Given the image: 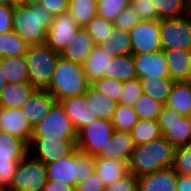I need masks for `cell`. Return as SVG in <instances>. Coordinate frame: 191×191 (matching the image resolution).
<instances>
[{
  "mask_svg": "<svg viewBox=\"0 0 191 191\" xmlns=\"http://www.w3.org/2000/svg\"><path fill=\"white\" fill-rule=\"evenodd\" d=\"M98 47L113 57L131 54L130 32L114 27V30L98 44Z\"/></svg>",
  "mask_w": 191,
  "mask_h": 191,
  "instance_id": "cell-26",
  "label": "cell"
},
{
  "mask_svg": "<svg viewBox=\"0 0 191 191\" xmlns=\"http://www.w3.org/2000/svg\"><path fill=\"white\" fill-rule=\"evenodd\" d=\"M95 171L107 187L129 173V162L95 157Z\"/></svg>",
  "mask_w": 191,
  "mask_h": 191,
  "instance_id": "cell-25",
  "label": "cell"
},
{
  "mask_svg": "<svg viewBox=\"0 0 191 191\" xmlns=\"http://www.w3.org/2000/svg\"><path fill=\"white\" fill-rule=\"evenodd\" d=\"M115 129L111 121L97 118L77 132V149L92 157L100 154L103 147L108 144Z\"/></svg>",
  "mask_w": 191,
  "mask_h": 191,
  "instance_id": "cell-10",
  "label": "cell"
},
{
  "mask_svg": "<svg viewBox=\"0 0 191 191\" xmlns=\"http://www.w3.org/2000/svg\"><path fill=\"white\" fill-rule=\"evenodd\" d=\"M80 28L68 11L54 16L46 34L45 44L61 54L67 45L77 36Z\"/></svg>",
  "mask_w": 191,
  "mask_h": 191,
  "instance_id": "cell-14",
  "label": "cell"
},
{
  "mask_svg": "<svg viewBox=\"0 0 191 191\" xmlns=\"http://www.w3.org/2000/svg\"><path fill=\"white\" fill-rule=\"evenodd\" d=\"M158 123L162 135L175 148L191 144V116H183L175 109L163 105Z\"/></svg>",
  "mask_w": 191,
  "mask_h": 191,
  "instance_id": "cell-9",
  "label": "cell"
},
{
  "mask_svg": "<svg viewBox=\"0 0 191 191\" xmlns=\"http://www.w3.org/2000/svg\"><path fill=\"white\" fill-rule=\"evenodd\" d=\"M0 131L17 136L28 145L31 143L33 127L22 113L21 108L0 107Z\"/></svg>",
  "mask_w": 191,
  "mask_h": 191,
  "instance_id": "cell-16",
  "label": "cell"
},
{
  "mask_svg": "<svg viewBox=\"0 0 191 191\" xmlns=\"http://www.w3.org/2000/svg\"><path fill=\"white\" fill-rule=\"evenodd\" d=\"M135 146L130 132L115 130L112 137L108 140L106 147L104 146L100 154L96 157L129 162Z\"/></svg>",
  "mask_w": 191,
  "mask_h": 191,
  "instance_id": "cell-17",
  "label": "cell"
},
{
  "mask_svg": "<svg viewBox=\"0 0 191 191\" xmlns=\"http://www.w3.org/2000/svg\"><path fill=\"white\" fill-rule=\"evenodd\" d=\"M59 102L63 106L65 113L71 119L77 132L94 119H97L96 114L92 112L90 105L87 104L84 95L69 97Z\"/></svg>",
  "mask_w": 191,
  "mask_h": 191,
  "instance_id": "cell-20",
  "label": "cell"
},
{
  "mask_svg": "<svg viewBox=\"0 0 191 191\" xmlns=\"http://www.w3.org/2000/svg\"><path fill=\"white\" fill-rule=\"evenodd\" d=\"M186 5L191 12V0H186Z\"/></svg>",
  "mask_w": 191,
  "mask_h": 191,
  "instance_id": "cell-55",
  "label": "cell"
},
{
  "mask_svg": "<svg viewBox=\"0 0 191 191\" xmlns=\"http://www.w3.org/2000/svg\"><path fill=\"white\" fill-rule=\"evenodd\" d=\"M28 153V144L25 141L0 131V191L10 188L18 163Z\"/></svg>",
  "mask_w": 191,
  "mask_h": 191,
  "instance_id": "cell-6",
  "label": "cell"
},
{
  "mask_svg": "<svg viewBox=\"0 0 191 191\" xmlns=\"http://www.w3.org/2000/svg\"><path fill=\"white\" fill-rule=\"evenodd\" d=\"M14 5H0V34L13 31Z\"/></svg>",
  "mask_w": 191,
  "mask_h": 191,
  "instance_id": "cell-48",
  "label": "cell"
},
{
  "mask_svg": "<svg viewBox=\"0 0 191 191\" xmlns=\"http://www.w3.org/2000/svg\"><path fill=\"white\" fill-rule=\"evenodd\" d=\"M26 5V0H11V5Z\"/></svg>",
  "mask_w": 191,
  "mask_h": 191,
  "instance_id": "cell-52",
  "label": "cell"
},
{
  "mask_svg": "<svg viewBox=\"0 0 191 191\" xmlns=\"http://www.w3.org/2000/svg\"><path fill=\"white\" fill-rule=\"evenodd\" d=\"M177 173L172 167L137 177V191H177Z\"/></svg>",
  "mask_w": 191,
  "mask_h": 191,
  "instance_id": "cell-18",
  "label": "cell"
},
{
  "mask_svg": "<svg viewBox=\"0 0 191 191\" xmlns=\"http://www.w3.org/2000/svg\"><path fill=\"white\" fill-rule=\"evenodd\" d=\"M85 29L92 37L94 44L98 45L114 30V24L96 15Z\"/></svg>",
  "mask_w": 191,
  "mask_h": 191,
  "instance_id": "cell-39",
  "label": "cell"
},
{
  "mask_svg": "<svg viewBox=\"0 0 191 191\" xmlns=\"http://www.w3.org/2000/svg\"><path fill=\"white\" fill-rule=\"evenodd\" d=\"M163 104L146 94H142L134 103L133 109L139 120H158Z\"/></svg>",
  "mask_w": 191,
  "mask_h": 191,
  "instance_id": "cell-36",
  "label": "cell"
},
{
  "mask_svg": "<svg viewBox=\"0 0 191 191\" xmlns=\"http://www.w3.org/2000/svg\"><path fill=\"white\" fill-rule=\"evenodd\" d=\"M113 56L95 45L92 52L82 64L85 77L90 84L102 77H108V67Z\"/></svg>",
  "mask_w": 191,
  "mask_h": 191,
  "instance_id": "cell-23",
  "label": "cell"
},
{
  "mask_svg": "<svg viewBox=\"0 0 191 191\" xmlns=\"http://www.w3.org/2000/svg\"><path fill=\"white\" fill-rule=\"evenodd\" d=\"M142 86L140 80L134 79L123 83L122 94L118 104L133 107L135 101L142 95Z\"/></svg>",
  "mask_w": 191,
  "mask_h": 191,
  "instance_id": "cell-42",
  "label": "cell"
},
{
  "mask_svg": "<svg viewBox=\"0 0 191 191\" xmlns=\"http://www.w3.org/2000/svg\"><path fill=\"white\" fill-rule=\"evenodd\" d=\"M139 21L141 20L136 17V11L128 6L115 18L113 24L115 28L130 31Z\"/></svg>",
  "mask_w": 191,
  "mask_h": 191,
  "instance_id": "cell-44",
  "label": "cell"
},
{
  "mask_svg": "<svg viewBox=\"0 0 191 191\" xmlns=\"http://www.w3.org/2000/svg\"><path fill=\"white\" fill-rule=\"evenodd\" d=\"M108 78L122 82L137 79L133 54L113 57L108 67Z\"/></svg>",
  "mask_w": 191,
  "mask_h": 191,
  "instance_id": "cell-30",
  "label": "cell"
},
{
  "mask_svg": "<svg viewBox=\"0 0 191 191\" xmlns=\"http://www.w3.org/2000/svg\"><path fill=\"white\" fill-rule=\"evenodd\" d=\"M142 93L149 95L163 105L167 102L174 81L170 78H140Z\"/></svg>",
  "mask_w": 191,
  "mask_h": 191,
  "instance_id": "cell-31",
  "label": "cell"
},
{
  "mask_svg": "<svg viewBox=\"0 0 191 191\" xmlns=\"http://www.w3.org/2000/svg\"><path fill=\"white\" fill-rule=\"evenodd\" d=\"M28 44L14 31L0 34V57L23 56Z\"/></svg>",
  "mask_w": 191,
  "mask_h": 191,
  "instance_id": "cell-34",
  "label": "cell"
},
{
  "mask_svg": "<svg viewBox=\"0 0 191 191\" xmlns=\"http://www.w3.org/2000/svg\"><path fill=\"white\" fill-rule=\"evenodd\" d=\"M47 179L75 187L95 171V157L76 149L65 158L46 165Z\"/></svg>",
  "mask_w": 191,
  "mask_h": 191,
  "instance_id": "cell-4",
  "label": "cell"
},
{
  "mask_svg": "<svg viewBox=\"0 0 191 191\" xmlns=\"http://www.w3.org/2000/svg\"><path fill=\"white\" fill-rule=\"evenodd\" d=\"M137 188L138 179L133 173L129 172L115 183L105 187L104 191H137Z\"/></svg>",
  "mask_w": 191,
  "mask_h": 191,
  "instance_id": "cell-45",
  "label": "cell"
},
{
  "mask_svg": "<svg viewBox=\"0 0 191 191\" xmlns=\"http://www.w3.org/2000/svg\"><path fill=\"white\" fill-rule=\"evenodd\" d=\"M89 86L82 65L60 56L46 91L59 102L69 97L84 95Z\"/></svg>",
  "mask_w": 191,
  "mask_h": 191,
  "instance_id": "cell-3",
  "label": "cell"
},
{
  "mask_svg": "<svg viewBox=\"0 0 191 191\" xmlns=\"http://www.w3.org/2000/svg\"><path fill=\"white\" fill-rule=\"evenodd\" d=\"M139 118L133 107L123 106L118 104L111 119L113 128L116 131L130 132Z\"/></svg>",
  "mask_w": 191,
  "mask_h": 191,
  "instance_id": "cell-37",
  "label": "cell"
},
{
  "mask_svg": "<svg viewBox=\"0 0 191 191\" xmlns=\"http://www.w3.org/2000/svg\"><path fill=\"white\" fill-rule=\"evenodd\" d=\"M0 68L8 83L29 82L25 55L0 57Z\"/></svg>",
  "mask_w": 191,
  "mask_h": 191,
  "instance_id": "cell-29",
  "label": "cell"
},
{
  "mask_svg": "<svg viewBox=\"0 0 191 191\" xmlns=\"http://www.w3.org/2000/svg\"><path fill=\"white\" fill-rule=\"evenodd\" d=\"M55 102L46 90H36L21 108L22 113L34 127L43 120Z\"/></svg>",
  "mask_w": 191,
  "mask_h": 191,
  "instance_id": "cell-19",
  "label": "cell"
},
{
  "mask_svg": "<svg viewBox=\"0 0 191 191\" xmlns=\"http://www.w3.org/2000/svg\"><path fill=\"white\" fill-rule=\"evenodd\" d=\"M43 191H76V188L63 182L47 180Z\"/></svg>",
  "mask_w": 191,
  "mask_h": 191,
  "instance_id": "cell-49",
  "label": "cell"
},
{
  "mask_svg": "<svg viewBox=\"0 0 191 191\" xmlns=\"http://www.w3.org/2000/svg\"><path fill=\"white\" fill-rule=\"evenodd\" d=\"M86 102L97 118L111 121L118 105L117 102L108 98L100 91L96 90L91 84L84 94Z\"/></svg>",
  "mask_w": 191,
  "mask_h": 191,
  "instance_id": "cell-27",
  "label": "cell"
},
{
  "mask_svg": "<svg viewBox=\"0 0 191 191\" xmlns=\"http://www.w3.org/2000/svg\"><path fill=\"white\" fill-rule=\"evenodd\" d=\"M165 105L183 116L191 115V81L174 82Z\"/></svg>",
  "mask_w": 191,
  "mask_h": 191,
  "instance_id": "cell-28",
  "label": "cell"
},
{
  "mask_svg": "<svg viewBox=\"0 0 191 191\" xmlns=\"http://www.w3.org/2000/svg\"><path fill=\"white\" fill-rule=\"evenodd\" d=\"M169 68V78L174 82L191 81V50L163 51Z\"/></svg>",
  "mask_w": 191,
  "mask_h": 191,
  "instance_id": "cell-21",
  "label": "cell"
},
{
  "mask_svg": "<svg viewBox=\"0 0 191 191\" xmlns=\"http://www.w3.org/2000/svg\"><path fill=\"white\" fill-rule=\"evenodd\" d=\"M38 4L53 17L69 10V0H39Z\"/></svg>",
  "mask_w": 191,
  "mask_h": 191,
  "instance_id": "cell-46",
  "label": "cell"
},
{
  "mask_svg": "<svg viewBox=\"0 0 191 191\" xmlns=\"http://www.w3.org/2000/svg\"><path fill=\"white\" fill-rule=\"evenodd\" d=\"M68 12L77 26L85 28L97 15V0H69Z\"/></svg>",
  "mask_w": 191,
  "mask_h": 191,
  "instance_id": "cell-32",
  "label": "cell"
},
{
  "mask_svg": "<svg viewBox=\"0 0 191 191\" xmlns=\"http://www.w3.org/2000/svg\"><path fill=\"white\" fill-rule=\"evenodd\" d=\"M177 191H191V175H177Z\"/></svg>",
  "mask_w": 191,
  "mask_h": 191,
  "instance_id": "cell-50",
  "label": "cell"
},
{
  "mask_svg": "<svg viewBox=\"0 0 191 191\" xmlns=\"http://www.w3.org/2000/svg\"><path fill=\"white\" fill-rule=\"evenodd\" d=\"M175 147L164 137L136 145L129 161V172L136 177L170 168L174 162Z\"/></svg>",
  "mask_w": 191,
  "mask_h": 191,
  "instance_id": "cell-1",
  "label": "cell"
},
{
  "mask_svg": "<svg viewBox=\"0 0 191 191\" xmlns=\"http://www.w3.org/2000/svg\"><path fill=\"white\" fill-rule=\"evenodd\" d=\"M130 7L136 11V17H138L140 20L160 21L153 0H131Z\"/></svg>",
  "mask_w": 191,
  "mask_h": 191,
  "instance_id": "cell-43",
  "label": "cell"
},
{
  "mask_svg": "<svg viewBox=\"0 0 191 191\" xmlns=\"http://www.w3.org/2000/svg\"><path fill=\"white\" fill-rule=\"evenodd\" d=\"M135 145L145 144L162 137L158 120H139L130 131Z\"/></svg>",
  "mask_w": 191,
  "mask_h": 191,
  "instance_id": "cell-33",
  "label": "cell"
},
{
  "mask_svg": "<svg viewBox=\"0 0 191 191\" xmlns=\"http://www.w3.org/2000/svg\"><path fill=\"white\" fill-rule=\"evenodd\" d=\"M95 46L92 37L85 28L78 30L77 36L61 53V56L74 63L82 65Z\"/></svg>",
  "mask_w": 191,
  "mask_h": 191,
  "instance_id": "cell-24",
  "label": "cell"
},
{
  "mask_svg": "<svg viewBox=\"0 0 191 191\" xmlns=\"http://www.w3.org/2000/svg\"><path fill=\"white\" fill-rule=\"evenodd\" d=\"M32 138L77 140V131L60 102L56 101L43 120L33 127Z\"/></svg>",
  "mask_w": 191,
  "mask_h": 191,
  "instance_id": "cell-7",
  "label": "cell"
},
{
  "mask_svg": "<svg viewBox=\"0 0 191 191\" xmlns=\"http://www.w3.org/2000/svg\"><path fill=\"white\" fill-rule=\"evenodd\" d=\"M36 90L29 82L7 83L0 94V107L22 108Z\"/></svg>",
  "mask_w": 191,
  "mask_h": 191,
  "instance_id": "cell-22",
  "label": "cell"
},
{
  "mask_svg": "<svg viewBox=\"0 0 191 191\" xmlns=\"http://www.w3.org/2000/svg\"><path fill=\"white\" fill-rule=\"evenodd\" d=\"M0 5H11V0H0Z\"/></svg>",
  "mask_w": 191,
  "mask_h": 191,
  "instance_id": "cell-53",
  "label": "cell"
},
{
  "mask_svg": "<svg viewBox=\"0 0 191 191\" xmlns=\"http://www.w3.org/2000/svg\"><path fill=\"white\" fill-rule=\"evenodd\" d=\"M7 83L8 82L6 81V79L4 77L3 71L0 68V94H1L2 90L5 88Z\"/></svg>",
  "mask_w": 191,
  "mask_h": 191,
  "instance_id": "cell-51",
  "label": "cell"
},
{
  "mask_svg": "<svg viewBox=\"0 0 191 191\" xmlns=\"http://www.w3.org/2000/svg\"><path fill=\"white\" fill-rule=\"evenodd\" d=\"M163 51L191 50V12L180 18L160 20Z\"/></svg>",
  "mask_w": 191,
  "mask_h": 191,
  "instance_id": "cell-11",
  "label": "cell"
},
{
  "mask_svg": "<svg viewBox=\"0 0 191 191\" xmlns=\"http://www.w3.org/2000/svg\"><path fill=\"white\" fill-rule=\"evenodd\" d=\"M47 180L46 165L28 153L18 163L7 191H43Z\"/></svg>",
  "mask_w": 191,
  "mask_h": 191,
  "instance_id": "cell-8",
  "label": "cell"
},
{
  "mask_svg": "<svg viewBox=\"0 0 191 191\" xmlns=\"http://www.w3.org/2000/svg\"><path fill=\"white\" fill-rule=\"evenodd\" d=\"M172 168L177 174L191 175V144L175 148Z\"/></svg>",
  "mask_w": 191,
  "mask_h": 191,
  "instance_id": "cell-41",
  "label": "cell"
},
{
  "mask_svg": "<svg viewBox=\"0 0 191 191\" xmlns=\"http://www.w3.org/2000/svg\"><path fill=\"white\" fill-rule=\"evenodd\" d=\"M38 2H39V0H26V5L36 4Z\"/></svg>",
  "mask_w": 191,
  "mask_h": 191,
  "instance_id": "cell-54",
  "label": "cell"
},
{
  "mask_svg": "<svg viewBox=\"0 0 191 191\" xmlns=\"http://www.w3.org/2000/svg\"><path fill=\"white\" fill-rule=\"evenodd\" d=\"M137 78H169V68L163 50L133 55Z\"/></svg>",
  "mask_w": 191,
  "mask_h": 191,
  "instance_id": "cell-15",
  "label": "cell"
},
{
  "mask_svg": "<svg viewBox=\"0 0 191 191\" xmlns=\"http://www.w3.org/2000/svg\"><path fill=\"white\" fill-rule=\"evenodd\" d=\"M29 154L45 165L65 158L76 149V140H63L60 138H31L28 145Z\"/></svg>",
  "mask_w": 191,
  "mask_h": 191,
  "instance_id": "cell-12",
  "label": "cell"
},
{
  "mask_svg": "<svg viewBox=\"0 0 191 191\" xmlns=\"http://www.w3.org/2000/svg\"><path fill=\"white\" fill-rule=\"evenodd\" d=\"M159 19L180 18L190 13L186 0H153Z\"/></svg>",
  "mask_w": 191,
  "mask_h": 191,
  "instance_id": "cell-35",
  "label": "cell"
},
{
  "mask_svg": "<svg viewBox=\"0 0 191 191\" xmlns=\"http://www.w3.org/2000/svg\"><path fill=\"white\" fill-rule=\"evenodd\" d=\"M132 54L151 53L162 50L160 21H139L130 31Z\"/></svg>",
  "mask_w": 191,
  "mask_h": 191,
  "instance_id": "cell-13",
  "label": "cell"
},
{
  "mask_svg": "<svg viewBox=\"0 0 191 191\" xmlns=\"http://www.w3.org/2000/svg\"><path fill=\"white\" fill-rule=\"evenodd\" d=\"M53 16L38 3L30 5H14L13 31L27 44L41 45L45 43L46 34L51 26Z\"/></svg>",
  "mask_w": 191,
  "mask_h": 191,
  "instance_id": "cell-2",
  "label": "cell"
},
{
  "mask_svg": "<svg viewBox=\"0 0 191 191\" xmlns=\"http://www.w3.org/2000/svg\"><path fill=\"white\" fill-rule=\"evenodd\" d=\"M130 1L131 0H97V15L113 23L115 18L130 6Z\"/></svg>",
  "mask_w": 191,
  "mask_h": 191,
  "instance_id": "cell-38",
  "label": "cell"
},
{
  "mask_svg": "<svg viewBox=\"0 0 191 191\" xmlns=\"http://www.w3.org/2000/svg\"><path fill=\"white\" fill-rule=\"evenodd\" d=\"M123 83L124 82L119 80L102 77L101 79L94 81L91 85L96 90L118 103L122 94Z\"/></svg>",
  "mask_w": 191,
  "mask_h": 191,
  "instance_id": "cell-40",
  "label": "cell"
},
{
  "mask_svg": "<svg viewBox=\"0 0 191 191\" xmlns=\"http://www.w3.org/2000/svg\"><path fill=\"white\" fill-rule=\"evenodd\" d=\"M104 189L105 185L96 171L76 186V191H104Z\"/></svg>",
  "mask_w": 191,
  "mask_h": 191,
  "instance_id": "cell-47",
  "label": "cell"
},
{
  "mask_svg": "<svg viewBox=\"0 0 191 191\" xmlns=\"http://www.w3.org/2000/svg\"><path fill=\"white\" fill-rule=\"evenodd\" d=\"M61 54L49 48L45 43L31 45L25 53L28 66V78L37 90H46Z\"/></svg>",
  "mask_w": 191,
  "mask_h": 191,
  "instance_id": "cell-5",
  "label": "cell"
}]
</instances>
